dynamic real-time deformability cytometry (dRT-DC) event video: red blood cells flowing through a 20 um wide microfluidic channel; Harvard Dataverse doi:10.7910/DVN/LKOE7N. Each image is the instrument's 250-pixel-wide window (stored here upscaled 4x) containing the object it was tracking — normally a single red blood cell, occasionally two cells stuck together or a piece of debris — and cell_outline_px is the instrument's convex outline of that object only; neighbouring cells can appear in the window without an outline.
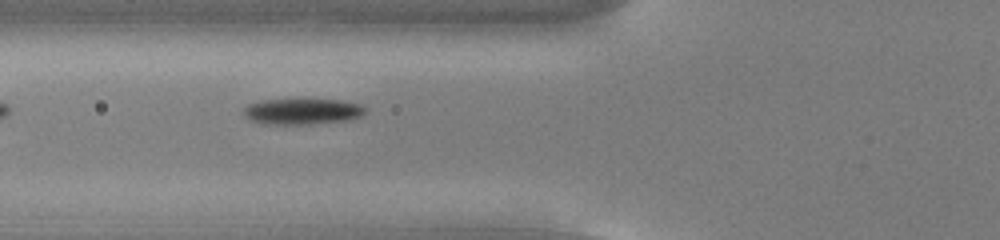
{"species": "common noctule bat (a hibernating species)", "species_latin": "Nyctalus noctula", "temperature_condition": "cold", "stored_images_in_passage": 39, "camera_frame_rate_fps": 3000, "um_per_image_px": 0.085, "animal": {"sex": "male", "body_mass_g": 13.0, "forearm_length_mm": 53.1}, "frame": {"image": 1, "passage_image": 5, "time_ms": 1.333, "image_size_px": [1000, 240], "cell_outline_px": [[364, 112], [360, 116], [348, 120], [308, 124], [260, 124], [248, 120], [244, 116], [244, 108], [248, 104], [264, 100], [340, 100], [360, 104], [364, 108]], "centroid_in_image_um": [25.63, 9.48], "position_along_channel_um": 100.2, "area_um2": 18.21}}
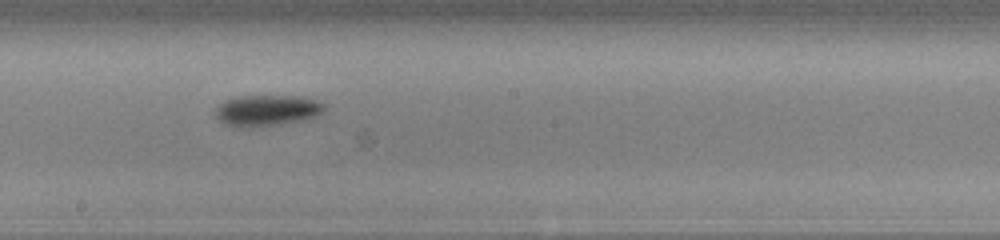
{"frame": {"image": 2, "passage_image": 15, "time_ms": 4.667, "image_size_px": [1000, 240], "cell_outline_px": [[324, 112], [316, 116], [304, 120], [280, 124], [224, 124], [216, 116], [216, 108], [224, 100], [240, 96], [304, 96], [316, 100], [324, 104]], "centroid_in_image_um": [22.77, 9.33], "position_along_channel_um": 225.4, "area_um2": 18.96}}
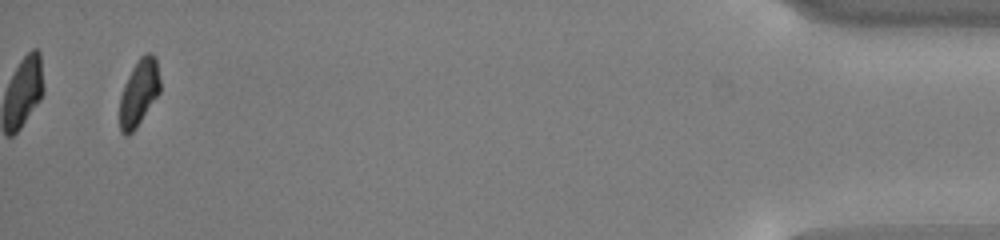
{"frame": {"image": 3, "passage_image": 37, "time_ms": 12.0, "image_size_px": [1000, 240], "cell_outline_px": [[160, 92], [136, 128], [128, 136], [124, 136], [120, 132], [120, 96], [124, 84], [132, 68], [140, 56], [144, 52], [152, 52], [156, 56], [160, 80]], "centroid_in_image_um": [11.82, 7.85], "position_along_channel_um": 423.4, "area_um2": 15.84}, "authors_computed_cell_mechanics": {"area_um2": 17.8024, "velocity_mm_per_s": 3.7593, "shape_relaxation_time_tau1_ms": 1.6275, "shape_relaxation_time_tau2_ms": null, "deformation_change_tau1": 0.0966, "deformation_change_tau2": null}}